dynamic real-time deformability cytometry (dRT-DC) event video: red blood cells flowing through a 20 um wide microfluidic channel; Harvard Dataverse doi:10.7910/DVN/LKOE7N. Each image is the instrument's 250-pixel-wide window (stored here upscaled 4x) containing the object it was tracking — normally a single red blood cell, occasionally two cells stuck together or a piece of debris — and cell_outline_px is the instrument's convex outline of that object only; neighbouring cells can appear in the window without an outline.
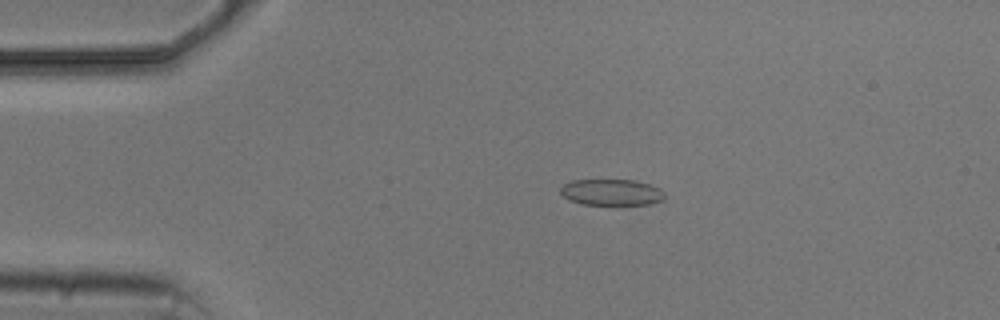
{"species": "common noctule bat (a hibernating species)", "species_latin": "Nyctalus noctula", "temperature_condition": "cold", "stored_images_in_passage": 5, "camera_frame_rate_fps": 3000, "um_per_image_px": 0.085, "animal": {"sex": "male", "body_mass_g": 20.5, "forearm_length_mm": 52.5}, "frame": {"image": 1, "passage_image": 3, "time_ms": 2.333, "image_size_px": [1000, 320], "cell_outline_px": [[664, 200], [648, 204], [580, 204], [568, 200], [560, 192], [560, 188], [564, 184], [572, 180], [636, 180], [660, 188], [664, 192]], "centroid_in_image_um": [51.97, 16.34], "position_along_channel_um": 33.0, "area_um2": 15.9}}
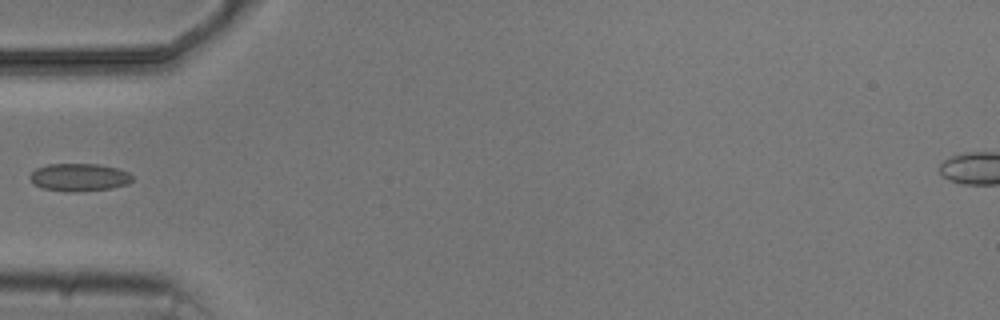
{"frame": {"image": 2, "passage_image": 5, "time_ms": 4.667, "image_size_px": [1000, 320], "cell_outline_px": [[132, 180], [128, 184], [112, 188], [76, 192], [68, 192], [40, 188], [32, 184], [28, 176], [36, 168], [48, 164], [100, 164], [116, 168], [128, 172], [132, 176]], "centroid_in_image_um": [6.69, 15.08], "position_along_channel_um": 78.3, "area_um2": 16.76}}